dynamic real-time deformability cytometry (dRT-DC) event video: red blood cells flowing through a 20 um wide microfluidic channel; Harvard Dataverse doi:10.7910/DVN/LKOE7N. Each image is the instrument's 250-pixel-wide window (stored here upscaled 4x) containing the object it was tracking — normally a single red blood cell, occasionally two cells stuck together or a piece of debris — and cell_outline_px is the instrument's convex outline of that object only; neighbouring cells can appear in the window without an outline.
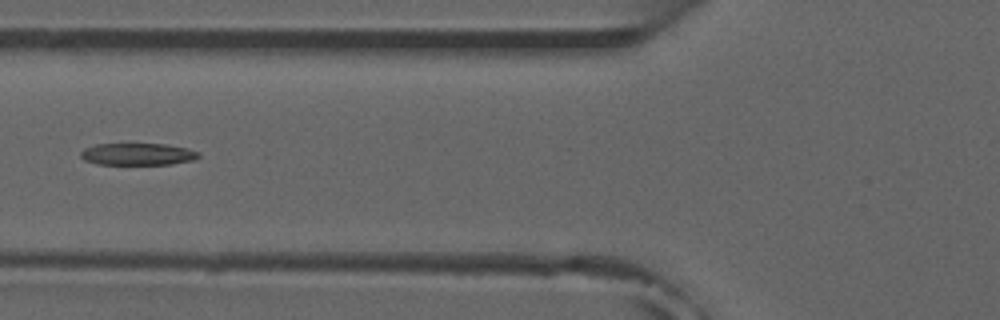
{"species": "common noctule bat (a hibernating species)", "species_latin": "Nyctalus noctula", "temperature_condition": "room temperature", "stored_images_in_passage": 2, "camera_frame_rate_fps": 3000, "um_per_image_px": 0.085, "animal": {"sex": "male", "forearm_length_mm": 52.5}, "frame": {"image": 1, "passage_image": 2, "time_ms": 1.0, "image_size_px": [1000, 320], "cell_outline_px": [[200, 156], [196, 160], [172, 164], [96, 164], [84, 160], [80, 156], [80, 152], [84, 148], [96, 144], [124, 140], [168, 144], [188, 148], [200, 152]], "centroid_in_image_um": [11.69, 13.04], "position_along_channel_um": 114.1, "area_um2": 16.36}}